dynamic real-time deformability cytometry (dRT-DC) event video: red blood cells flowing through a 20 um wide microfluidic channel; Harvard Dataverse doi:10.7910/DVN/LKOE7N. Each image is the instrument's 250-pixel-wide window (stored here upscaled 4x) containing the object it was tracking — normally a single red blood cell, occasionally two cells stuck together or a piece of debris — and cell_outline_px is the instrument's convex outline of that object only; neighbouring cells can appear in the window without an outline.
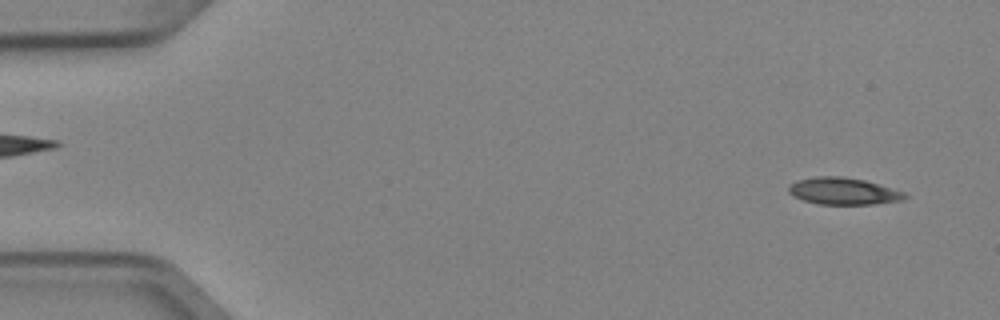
{"species": "Egyptian fruit bat (a non-hibernating species)", "species_latin": "Rousettus aegyptiacus", "temperature_condition": "cold", "stored_images_in_passage": 5, "segment_of_instrument_passage": [2, 2], "camera_frame_rate_fps": 3000, "um_per_image_px": 0.085, "animal": {"sex": "female"}, "frame": {"image": 1, "passage_image": 5, "time_ms": 1.333, "image_size_px": [1000, 320], "cell_outline_px": [[908, 196], [904, 200], [872, 204], [816, 204], [792, 196], [788, 192], [788, 184], [796, 180], [816, 176], [844, 176], [864, 180], [904, 192]], "centroid_in_image_um": [71.63, 16.24], "position_along_channel_um": 13.4, "area_um2": 18.32}}